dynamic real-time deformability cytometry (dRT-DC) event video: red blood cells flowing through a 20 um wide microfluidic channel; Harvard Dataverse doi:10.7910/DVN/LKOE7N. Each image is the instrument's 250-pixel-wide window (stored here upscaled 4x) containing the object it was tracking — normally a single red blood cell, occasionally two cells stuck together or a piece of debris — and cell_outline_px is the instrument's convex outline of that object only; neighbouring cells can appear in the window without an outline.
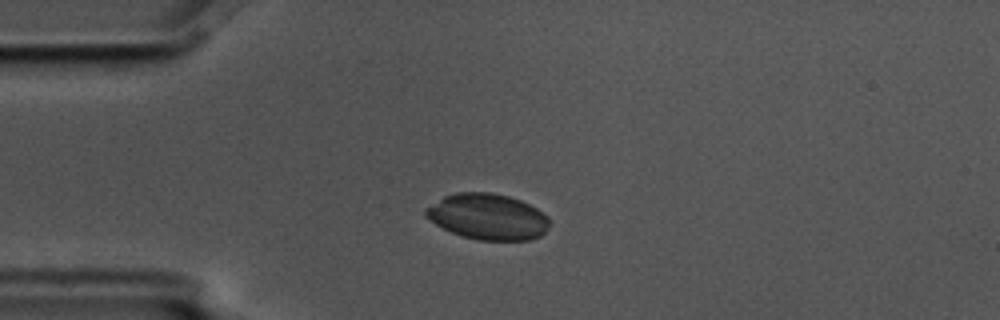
{"species": "common noctule bat (a hibernating species)", "species_latin": "Nyctalus noctula", "temperature_condition": "cold", "stored_images_in_passage": 14, "camera_frame_rate_fps": 3000, "um_per_image_px": 0.085, "animal": {"sex": "male", "body_mass_g": 17.5, "forearm_length_mm": 52.3}, "frame": {"image": 1, "passage_image": 3, "time_ms": 0.667, "image_size_px": [1000, 320], "cell_outline_px": [[548, 228], [540, 236], [528, 240], [476, 240], [460, 236], [428, 220], [424, 216], [424, 208], [444, 196], [456, 192], [492, 192], [508, 196], [520, 200], [536, 208], [548, 216]], "centroid_in_image_um": [41.42, 18.41], "position_along_channel_um": 43.6, "area_um2": 33.23}}
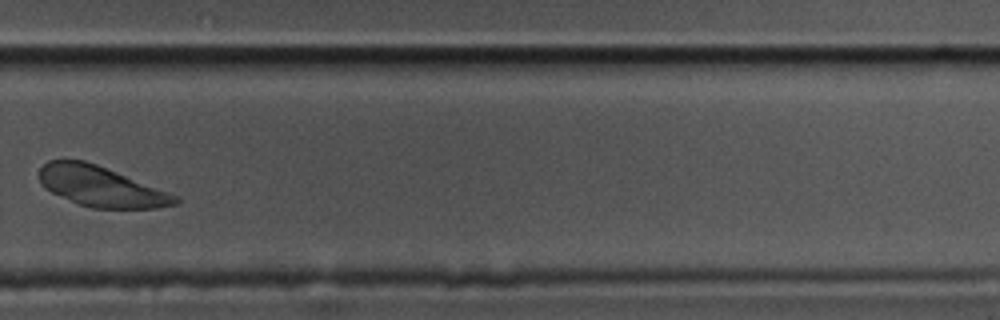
{"frame": {"image": 2, "passage_image": 10, "time_ms": 3.0, "image_size_px": [1000, 320], "cell_outline_px": [[180, 204], [156, 208], [92, 208], [80, 204], [52, 192], [44, 188], [40, 184], [40, 168], [48, 160], [84, 160], [96, 164], [180, 196]], "centroid_in_image_um": [8.62, 15.85], "position_along_channel_um": 321.2, "area_um2": 31.79}}